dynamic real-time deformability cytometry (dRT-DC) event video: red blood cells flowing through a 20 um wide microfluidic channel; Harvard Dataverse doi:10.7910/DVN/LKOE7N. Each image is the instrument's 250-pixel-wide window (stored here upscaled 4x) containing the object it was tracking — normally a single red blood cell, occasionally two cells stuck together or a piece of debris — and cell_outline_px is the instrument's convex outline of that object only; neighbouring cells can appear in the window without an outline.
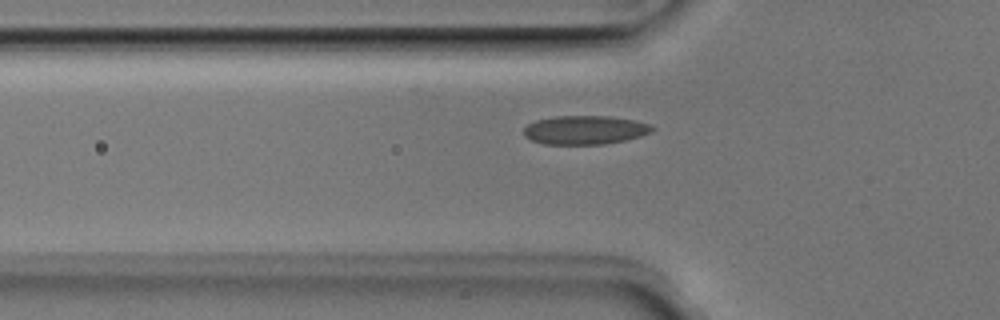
{"species": "Egyptian fruit bat (a non-hibernating species)", "species_latin": "Rousettus aegyptiacus", "temperature_condition": "room temperature", "stored_images_in_passage": 7, "camera_frame_rate_fps": 3000, "um_per_image_px": 0.085, "animal": {"sex": "male"}, "frame": {"image": 1, "passage_image": 6, "time_ms": 1.667, "image_size_px": [1000, 320], "cell_outline_px": [[656, 128], [652, 132], [640, 136], [624, 140], [604, 144], [544, 144], [532, 140], [524, 136], [524, 128], [528, 124], [536, 120], [556, 116], [608, 116], [636, 120], [648, 124]], "centroid_in_image_um": [49.73, 11.04], "position_along_channel_um": 76.1, "area_um2": 21.5}}